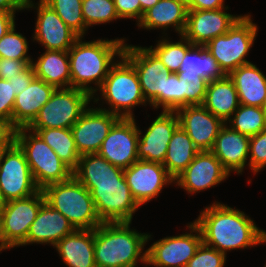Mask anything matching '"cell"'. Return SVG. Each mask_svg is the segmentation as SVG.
Segmentation results:
<instances>
[{"label":"cell","mask_w":266,"mask_h":267,"mask_svg":"<svg viewBox=\"0 0 266 267\" xmlns=\"http://www.w3.org/2000/svg\"><path fill=\"white\" fill-rule=\"evenodd\" d=\"M26 131H28L27 128L16 129L15 142L23 150L39 189L71 178L73 170L58 157L54 150L36 132L27 136Z\"/></svg>","instance_id":"obj_6"},{"label":"cell","mask_w":266,"mask_h":267,"mask_svg":"<svg viewBox=\"0 0 266 267\" xmlns=\"http://www.w3.org/2000/svg\"><path fill=\"white\" fill-rule=\"evenodd\" d=\"M124 176L130 192L139 205L155 198L165 184L174 181L163 164L143 160H137L129 168L124 169Z\"/></svg>","instance_id":"obj_16"},{"label":"cell","mask_w":266,"mask_h":267,"mask_svg":"<svg viewBox=\"0 0 266 267\" xmlns=\"http://www.w3.org/2000/svg\"><path fill=\"white\" fill-rule=\"evenodd\" d=\"M34 3L31 0H0V10L18 11L25 8H33Z\"/></svg>","instance_id":"obj_48"},{"label":"cell","mask_w":266,"mask_h":267,"mask_svg":"<svg viewBox=\"0 0 266 267\" xmlns=\"http://www.w3.org/2000/svg\"><path fill=\"white\" fill-rule=\"evenodd\" d=\"M68 267H96L94 257V229L75 230L55 246Z\"/></svg>","instance_id":"obj_25"},{"label":"cell","mask_w":266,"mask_h":267,"mask_svg":"<svg viewBox=\"0 0 266 267\" xmlns=\"http://www.w3.org/2000/svg\"><path fill=\"white\" fill-rule=\"evenodd\" d=\"M257 26L249 15L241 16L224 35L209 41L205 48L216 59L225 75L251 63L245 59L257 34Z\"/></svg>","instance_id":"obj_8"},{"label":"cell","mask_w":266,"mask_h":267,"mask_svg":"<svg viewBox=\"0 0 266 267\" xmlns=\"http://www.w3.org/2000/svg\"><path fill=\"white\" fill-rule=\"evenodd\" d=\"M39 2L34 40L40 42L46 50L68 51L79 36L49 5L43 0Z\"/></svg>","instance_id":"obj_21"},{"label":"cell","mask_w":266,"mask_h":267,"mask_svg":"<svg viewBox=\"0 0 266 267\" xmlns=\"http://www.w3.org/2000/svg\"><path fill=\"white\" fill-rule=\"evenodd\" d=\"M28 42L22 34L15 32V24L0 39V58H10L22 61H32L26 56Z\"/></svg>","instance_id":"obj_38"},{"label":"cell","mask_w":266,"mask_h":267,"mask_svg":"<svg viewBox=\"0 0 266 267\" xmlns=\"http://www.w3.org/2000/svg\"><path fill=\"white\" fill-rule=\"evenodd\" d=\"M39 190L23 150L14 142L4 149L0 158V191L4 199L26 198Z\"/></svg>","instance_id":"obj_12"},{"label":"cell","mask_w":266,"mask_h":267,"mask_svg":"<svg viewBox=\"0 0 266 267\" xmlns=\"http://www.w3.org/2000/svg\"><path fill=\"white\" fill-rule=\"evenodd\" d=\"M262 108H263V110H264L265 113H266V95H265V100H264V103H263V105H262Z\"/></svg>","instance_id":"obj_54"},{"label":"cell","mask_w":266,"mask_h":267,"mask_svg":"<svg viewBox=\"0 0 266 267\" xmlns=\"http://www.w3.org/2000/svg\"><path fill=\"white\" fill-rule=\"evenodd\" d=\"M181 108V88L178 73L165 71L164 111H176Z\"/></svg>","instance_id":"obj_40"},{"label":"cell","mask_w":266,"mask_h":267,"mask_svg":"<svg viewBox=\"0 0 266 267\" xmlns=\"http://www.w3.org/2000/svg\"><path fill=\"white\" fill-rule=\"evenodd\" d=\"M181 1L183 3H185L187 6L190 4L191 0H178Z\"/></svg>","instance_id":"obj_53"},{"label":"cell","mask_w":266,"mask_h":267,"mask_svg":"<svg viewBox=\"0 0 266 267\" xmlns=\"http://www.w3.org/2000/svg\"><path fill=\"white\" fill-rule=\"evenodd\" d=\"M225 261L224 253L202 242L186 267H223Z\"/></svg>","instance_id":"obj_39"},{"label":"cell","mask_w":266,"mask_h":267,"mask_svg":"<svg viewBox=\"0 0 266 267\" xmlns=\"http://www.w3.org/2000/svg\"><path fill=\"white\" fill-rule=\"evenodd\" d=\"M179 125L199 151H211L224 122L203 105L183 106L175 111Z\"/></svg>","instance_id":"obj_17"},{"label":"cell","mask_w":266,"mask_h":267,"mask_svg":"<svg viewBox=\"0 0 266 267\" xmlns=\"http://www.w3.org/2000/svg\"><path fill=\"white\" fill-rule=\"evenodd\" d=\"M16 11H2L0 10V39L8 32V30L15 24Z\"/></svg>","instance_id":"obj_49"},{"label":"cell","mask_w":266,"mask_h":267,"mask_svg":"<svg viewBox=\"0 0 266 267\" xmlns=\"http://www.w3.org/2000/svg\"><path fill=\"white\" fill-rule=\"evenodd\" d=\"M55 89L53 85L35 77L24 91L16 95L12 125L16 129L27 128L37 117L41 107L49 101Z\"/></svg>","instance_id":"obj_23"},{"label":"cell","mask_w":266,"mask_h":267,"mask_svg":"<svg viewBox=\"0 0 266 267\" xmlns=\"http://www.w3.org/2000/svg\"><path fill=\"white\" fill-rule=\"evenodd\" d=\"M120 117L101 108H87L71 127L80 156L97 154L102 142Z\"/></svg>","instance_id":"obj_15"},{"label":"cell","mask_w":266,"mask_h":267,"mask_svg":"<svg viewBox=\"0 0 266 267\" xmlns=\"http://www.w3.org/2000/svg\"><path fill=\"white\" fill-rule=\"evenodd\" d=\"M179 126V119L175 111H163L142 136L139 131L137 147L138 160L164 163L169 141Z\"/></svg>","instance_id":"obj_20"},{"label":"cell","mask_w":266,"mask_h":267,"mask_svg":"<svg viewBox=\"0 0 266 267\" xmlns=\"http://www.w3.org/2000/svg\"><path fill=\"white\" fill-rule=\"evenodd\" d=\"M119 18H137L141 20V5L137 0H114Z\"/></svg>","instance_id":"obj_44"},{"label":"cell","mask_w":266,"mask_h":267,"mask_svg":"<svg viewBox=\"0 0 266 267\" xmlns=\"http://www.w3.org/2000/svg\"><path fill=\"white\" fill-rule=\"evenodd\" d=\"M159 1L160 0H137V2H140L141 5V19L143 17L144 12L147 11L149 8L153 7Z\"/></svg>","instance_id":"obj_50"},{"label":"cell","mask_w":266,"mask_h":267,"mask_svg":"<svg viewBox=\"0 0 266 267\" xmlns=\"http://www.w3.org/2000/svg\"><path fill=\"white\" fill-rule=\"evenodd\" d=\"M33 61L0 58V79L8 80L24 71Z\"/></svg>","instance_id":"obj_43"},{"label":"cell","mask_w":266,"mask_h":267,"mask_svg":"<svg viewBox=\"0 0 266 267\" xmlns=\"http://www.w3.org/2000/svg\"><path fill=\"white\" fill-rule=\"evenodd\" d=\"M217 10H188L183 36L193 45L205 46L213 38L224 35L241 16Z\"/></svg>","instance_id":"obj_18"},{"label":"cell","mask_w":266,"mask_h":267,"mask_svg":"<svg viewBox=\"0 0 266 267\" xmlns=\"http://www.w3.org/2000/svg\"><path fill=\"white\" fill-rule=\"evenodd\" d=\"M31 64L36 78L53 85L56 89L71 87L68 51L46 50L36 63Z\"/></svg>","instance_id":"obj_29"},{"label":"cell","mask_w":266,"mask_h":267,"mask_svg":"<svg viewBox=\"0 0 266 267\" xmlns=\"http://www.w3.org/2000/svg\"><path fill=\"white\" fill-rule=\"evenodd\" d=\"M224 0H191L188 10H217L224 7Z\"/></svg>","instance_id":"obj_47"},{"label":"cell","mask_w":266,"mask_h":267,"mask_svg":"<svg viewBox=\"0 0 266 267\" xmlns=\"http://www.w3.org/2000/svg\"><path fill=\"white\" fill-rule=\"evenodd\" d=\"M229 174L211 151H199L174 182L192 194L214 187L224 181Z\"/></svg>","instance_id":"obj_19"},{"label":"cell","mask_w":266,"mask_h":267,"mask_svg":"<svg viewBox=\"0 0 266 267\" xmlns=\"http://www.w3.org/2000/svg\"><path fill=\"white\" fill-rule=\"evenodd\" d=\"M138 130L134 117H120L110 129L97 154L114 166L129 168L138 160Z\"/></svg>","instance_id":"obj_14"},{"label":"cell","mask_w":266,"mask_h":267,"mask_svg":"<svg viewBox=\"0 0 266 267\" xmlns=\"http://www.w3.org/2000/svg\"><path fill=\"white\" fill-rule=\"evenodd\" d=\"M229 119L230 128L246 136H254L266 129V113L262 107L240 104Z\"/></svg>","instance_id":"obj_33"},{"label":"cell","mask_w":266,"mask_h":267,"mask_svg":"<svg viewBox=\"0 0 266 267\" xmlns=\"http://www.w3.org/2000/svg\"><path fill=\"white\" fill-rule=\"evenodd\" d=\"M120 58V62H114L99 88L104 100L111 107V110L105 108L102 110L114 113L119 117L133 118L132 107L147 101L144 98L134 66L123 55Z\"/></svg>","instance_id":"obj_7"},{"label":"cell","mask_w":266,"mask_h":267,"mask_svg":"<svg viewBox=\"0 0 266 267\" xmlns=\"http://www.w3.org/2000/svg\"><path fill=\"white\" fill-rule=\"evenodd\" d=\"M178 72H186V74L196 73L208 82L222 79L225 76L211 53L205 46L199 45H193L187 51Z\"/></svg>","instance_id":"obj_32"},{"label":"cell","mask_w":266,"mask_h":267,"mask_svg":"<svg viewBox=\"0 0 266 267\" xmlns=\"http://www.w3.org/2000/svg\"><path fill=\"white\" fill-rule=\"evenodd\" d=\"M191 233L179 236L165 237L154 242L146 250V264L155 267H186L202 243L199 227L193 222L189 224ZM199 233V234H198Z\"/></svg>","instance_id":"obj_13"},{"label":"cell","mask_w":266,"mask_h":267,"mask_svg":"<svg viewBox=\"0 0 266 267\" xmlns=\"http://www.w3.org/2000/svg\"><path fill=\"white\" fill-rule=\"evenodd\" d=\"M73 176L90 192L101 222H131L140 207L124 176V169L98 154L82 155Z\"/></svg>","instance_id":"obj_1"},{"label":"cell","mask_w":266,"mask_h":267,"mask_svg":"<svg viewBox=\"0 0 266 267\" xmlns=\"http://www.w3.org/2000/svg\"><path fill=\"white\" fill-rule=\"evenodd\" d=\"M10 146H0V158H1V155H2V152L4 151L5 148H8Z\"/></svg>","instance_id":"obj_52"},{"label":"cell","mask_w":266,"mask_h":267,"mask_svg":"<svg viewBox=\"0 0 266 267\" xmlns=\"http://www.w3.org/2000/svg\"><path fill=\"white\" fill-rule=\"evenodd\" d=\"M184 43V44H183ZM193 44L181 35V41L173 43L166 39L158 41L157 46L149 48L171 73H178L182 60Z\"/></svg>","instance_id":"obj_34"},{"label":"cell","mask_w":266,"mask_h":267,"mask_svg":"<svg viewBox=\"0 0 266 267\" xmlns=\"http://www.w3.org/2000/svg\"><path fill=\"white\" fill-rule=\"evenodd\" d=\"M82 15L87 28L119 18L114 0H82Z\"/></svg>","instance_id":"obj_37"},{"label":"cell","mask_w":266,"mask_h":267,"mask_svg":"<svg viewBox=\"0 0 266 267\" xmlns=\"http://www.w3.org/2000/svg\"><path fill=\"white\" fill-rule=\"evenodd\" d=\"M250 137L226 126L220 129L211 152L230 173H241L249 158Z\"/></svg>","instance_id":"obj_24"},{"label":"cell","mask_w":266,"mask_h":267,"mask_svg":"<svg viewBox=\"0 0 266 267\" xmlns=\"http://www.w3.org/2000/svg\"><path fill=\"white\" fill-rule=\"evenodd\" d=\"M93 96L77 88H57L27 128H71Z\"/></svg>","instance_id":"obj_9"},{"label":"cell","mask_w":266,"mask_h":267,"mask_svg":"<svg viewBox=\"0 0 266 267\" xmlns=\"http://www.w3.org/2000/svg\"><path fill=\"white\" fill-rule=\"evenodd\" d=\"M49 5L65 24L79 37L87 30L82 15V0H43Z\"/></svg>","instance_id":"obj_35"},{"label":"cell","mask_w":266,"mask_h":267,"mask_svg":"<svg viewBox=\"0 0 266 267\" xmlns=\"http://www.w3.org/2000/svg\"><path fill=\"white\" fill-rule=\"evenodd\" d=\"M130 224L103 222L94 229L96 267H136L137 260L146 264V251L141 253L151 235L130 230Z\"/></svg>","instance_id":"obj_4"},{"label":"cell","mask_w":266,"mask_h":267,"mask_svg":"<svg viewBox=\"0 0 266 267\" xmlns=\"http://www.w3.org/2000/svg\"><path fill=\"white\" fill-rule=\"evenodd\" d=\"M34 69L30 64L24 71H21L14 77H10L8 81L12 83L15 95H18L28 87L31 81L35 78Z\"/></svg>","instance_id":"obj_45"},{"label":"cell","mask_w":266,"mask_h":267,"mask_svg":"<svg viewBox=\"0 0 266 267\" xmlns=\"http://www.w3.org/2000/svg\"><path fill=\"white\" fill-rule=\"evenodd\" d=\"M249 166L254 173L266 166V129L250 137Z\"/></svg>","instance_id":"obj_41"},{"label":"cell","mask_w":266,"mask_h":267,"mask_svg":"<svg viewBox=\"0 0 266 267\" xmlns=\"http://www.w3.org/2000/svg\"><path fill=\"white\" fill-rule=\"evenodd\" d=\"M27 129V132H36L72 170L77 167L81 156L77 151L71 128Z\"/></svg>","instance_id":"obj_31"},{"label":"cell","mask_w":266,"mask_h":267,"mask_svg":"<svg viewBox=\"0 0 266 267\" xmlns=\"http://www.w3.org/2000/svg\"><path fill=\"white\" fill-rule=\"evenodd\" d=\"M44 202L42 189L29 197L6 202L0 218V251L20 246L27 239L30 225Z\"/></svg>","instance_id":"obj_10"},{"label":"cell","mask_w":266,"mask_h":267,"mask_svg":"<svg viewBox=\"0 0 266 267\" xmlns=\"http://www.w3.org/2000/svg\"><path fill=\"white\" fill-rule=\"evenodd\" d=\"M75 230L68 219L44 202L36 219L30 225L27 239L21 245L50 243L55 246L63 237Z\"/></svg>","instance_id":"obj_22"},{"label":"cell","mask_w":266,"mask_h":267,"mask_svg":"<svg viewBox=\"0 0 266 267\" xmlns=\"http://www.w3.org/2000/svg\"><path fill=\"white\" fill-rule=\"evenodd\" d=\"M79 37L68 50L71 87L84 90L94 95L98 89L87 85L91 82L100 88L110 68L114 65V56L121 57L124 50V39L95 40L82 42Z\"/></svg>","instance_id":"obj_3"},{"label":"cell","mask_w":266,"mask_h":267,"mask_svg":"<svg viewBox=\"0 0 266 267\" xmlns=\"http://www.w3.org/2000/svg\"><path fill=\"white\" fill-rule=\"evenodd\" d=\"M16 95L13 91L12 83L8 80L0 79V118L12 123L13 107Z\"/></svg>","instance_id":"obj_42"},{"label":"cell","mask_w":266,"mask_h":267,"mask_svg":"<svg viewBox=\"0 0 266 267\" xmlns=\"http://www.w3.org/2000/svg\"><path fill=\"white\" fill-rule=\"evenodd\" d=\"M228 76L234 82L240 104L262 107L266 95V77L256 65H241Z\"/></svg>","instance_id":"obj_27"},{"label":"cell","mask_w":266,"mask_h":267,"mask_svg":"<svg viewBox=\"0 0 266 267\" xmlns=\"http://www.w3.org/2000/svg\"><path fill=\"white\" fill-rule=\"evenodd\" d=\"M194 223L201 231L202 242L225 255L227 250L266 242V231L259 230L249 216L221 203L205 207Z\"/></svg>","instance_id":"obj_2"},{"label":"cell","mask_w":266,"mask_h":267,"mask_svg":"<svg viewBox=\"0 0 266 267\" xmlns=\"http://www.w3.org/2000/svg\"><path fill=\"white\" fill-rule=\"evenodd\" d=\"M202 105L214 116L227 123L240 105L232 79L225 75L222 79L208 82Z\"/></svg>","instance_id":"obj_28"},{"label":"cell","mask_w":266,"mask_h":267,"mask_svg":"<svg viewBox=\"0 0 266 267\" xmlns=\"http://www.w3.org/2000/svg\"><path fill=\"white\" fill-rule=\"evenodd\" d=\"M198 153V148L179 125L169 141L163 165L168 174L175 179L194 160Z\"/></svg>","instance_id":"obj_30"},{"label":"cell","mask_w":266,"mask_h":267,"mask_svg":"<svg viewBox=\"0 0 266 267\" xmlns=\"http://www.w3.org/2000/svg\"><path fill=\"white\" fill-rule=\"evenodd\" d=\"M16 128L6 119L0 118V146H11L15 142Z\"/></svg>","instance_id":"obj_46"},{"label":"cell","mask_w":266,"mask_h":267,"mask_svg":"<svg viewBox=\"0 0 266 267\" xmlns=\"http://www.w3.org/2000/svg\"><path fill=\"white\" fill-rule=\"evenodd\" d=\"M6 202L7 201L4 199L2 192L0 191V218L2 214L4 213Z\"/></svg>","instance_id":"obj_51"},{"label":"cell","mask_w":266,"mask_h":267,"mask_svg":"<svg viewBox=\"0 0 266 267\" xmlns=\"http://www.w3.org/2000/svg\"><path fill=\"white\" fill-rule=\"evenodd\" d=\"M123 56L134 66L146 101L164 111V85L166 66L149 49L125 43Z\"/></svg>","instance_id":"obj_11"},{"label":"cell","mask_w":266,"mask_h":267,"mask_svg":"<svg viewBox=\"0 0 266 267\" xmlns=\"http://www.w3.org/2000/svg\"><path fill=\"white\" fill-rule=\"evenodd\" d=\"M181 88V107L202 105L206 96L208 81L196 73L178 72Z\"/></svg>","instance_id":"obj_36"},{"label":"cell","mask_w":266,"mask_h":267,"mask_svg":"<svg viewBox=\"0 0 266 267\" xmlns=\"http://www.w3.org/2000/svg\"><path fill=\"white\" fill-rule=\"evenodd\" d=\"M188 6L178 0H160L153 7L144 12L138 26L146 29L172 26L180 35L186 27Z\"/></svg>","instance_id":"obj_26"},{"label":"cell","mask_w":266,"mask_h":267,"mask_svg":"<svg viewBox=\"0 0 266 267\" xmlns=\"http://www.w3.org/2000/svg\"><path fill=\"white\" fill-rule=\"evenodd\" d=\"M42 191L45 202L68 219L76 230L95 229L102 223L90 192L74 176L49 184Z\"/></svg>","instance_id":"obj_5"}]
</instances>
